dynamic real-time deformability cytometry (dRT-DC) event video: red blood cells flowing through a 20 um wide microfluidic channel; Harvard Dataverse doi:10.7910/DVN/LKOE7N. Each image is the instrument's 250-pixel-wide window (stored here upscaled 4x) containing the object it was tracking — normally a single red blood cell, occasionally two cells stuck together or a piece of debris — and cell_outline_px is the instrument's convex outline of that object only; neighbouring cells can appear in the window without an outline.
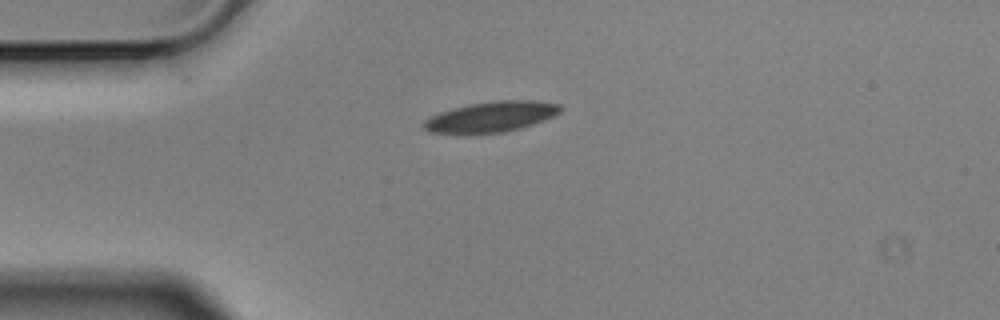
{"species": "Egyptian fruit bat (a non-hibernating species)", "species_latin": "Rousettus aegyptiacus", "temperature_condition": "cold", "stored_images_in_passage": 3, "camera_frame_rate_fps": 3000, "um_per_image_px": 0.085, "animal": {"sex": "male"}, "frame": {"image": 1, "passage_image": 3, "time_ms": 0.667, "image_size_px": [1000, 320], "cell_outline_px": [[564, 108], [560, 112], [544, 120], [520, 128], [504, 132], [428, 132], [420, 124], [428, 116], [452, 108], [468, 104], [492, 100], [536, 100], [560, 104]], "centroid_in_image_um": [41.75, 9.89], "position_along_channel_um": 43.2, "area_um2": 24.16}}